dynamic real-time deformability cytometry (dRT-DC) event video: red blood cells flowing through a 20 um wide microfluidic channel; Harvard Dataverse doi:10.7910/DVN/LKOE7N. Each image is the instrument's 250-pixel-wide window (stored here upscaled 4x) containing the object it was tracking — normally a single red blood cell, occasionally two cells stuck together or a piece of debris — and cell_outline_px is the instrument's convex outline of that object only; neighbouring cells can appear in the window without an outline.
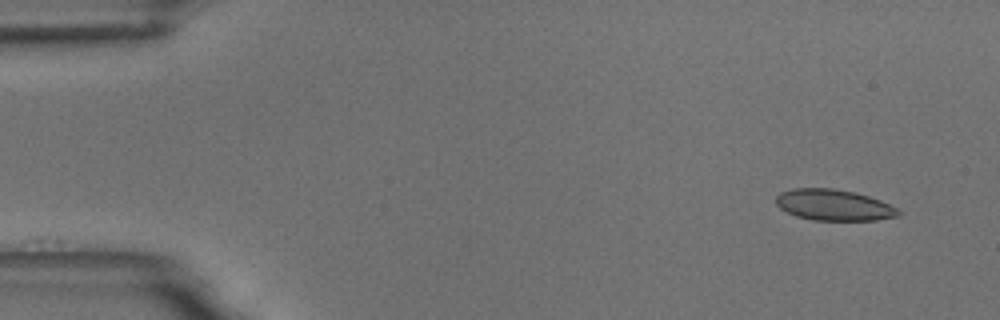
{"species": "common noctule bat (a hibernating species)", "species_latin": "Nyctalus noctula", "temperature_condition": "room temperature", "stored_images_in_passage": 53, "camera_frame_rate_fps": 3000, "um_per_image_px": 0.085, "animal": {"sex": "male", "body_mass_g": 18.8}, "frame": {"image": 1, "passage_image": 1, "time_ms": 0.0, "image_size_px": [1000, 320], "cell_outline_px": [[900, 216], [876, 220], [812, 220], [796, 216], [780, 208], [776, 204], [776, 196], [780, 192], [792, 188], [832, 188], [852, 192], [868, 196], [880, 200], [896, 208], [900, 212]], "centroid_in_image_um": [70.84, 17.43], "position_along_channel_um": 14.2, "area_um2": 22.08}}
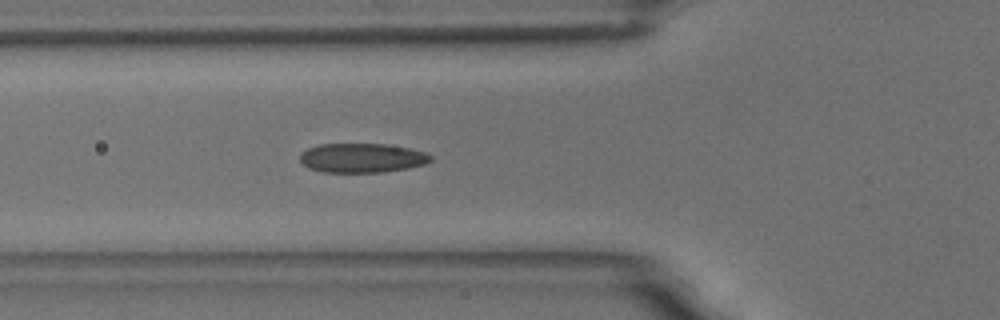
{"frame": {"image": 2, "passage_image": 17, "time_ms": 5.333, "image_size_px": [1000, 320], "cell_outline_px": [[432, 160], [424, 164], [408, 168], [384, 172], [324, 172], [308, 168], [300, 160], [300, 152], [308, 148], [320, 144], [388, 144], [428, 152], [432, 156]], "centroid_in_image_um": [30.79, 13.42], "position_along_channel_um": 95.0, "area_um2": 22.43}}
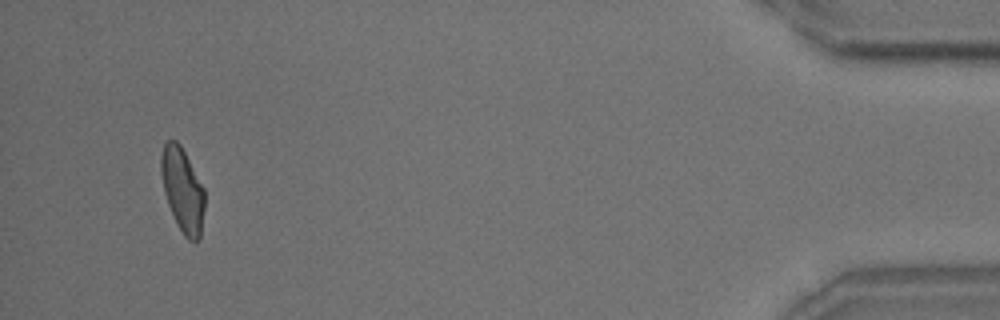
{"frame": {"image": 3, "passage_image": 50, "time_ms": 16.333, "image_size_px": [1000, 320], "cell_outline_px": [[204, 208], [200, 240], [196, 244], [188, 240], [184, 236], [176, 224], [168, 204], [164, 192], [160, 172], [160, 156], [164, 144], [168, 140], [176, 140], [180, 144], [204, 188]], "centroid_in_image_um": [15.51, 16.19], "position_along_channel_um": 419.7, "area_um2": 21.56}, "authors_computed_cell_mechanics": {"area_um2": 22.3686, "velocity_mm_per_s": 3.6274, "shape_relaxation_time_tau1_ms": 3.9315, "shape_relaxation_time_tau2_ms": 1.4105, "deformation_change_tau1": 0.117, "deformation_change_tau2": 0.0728}}